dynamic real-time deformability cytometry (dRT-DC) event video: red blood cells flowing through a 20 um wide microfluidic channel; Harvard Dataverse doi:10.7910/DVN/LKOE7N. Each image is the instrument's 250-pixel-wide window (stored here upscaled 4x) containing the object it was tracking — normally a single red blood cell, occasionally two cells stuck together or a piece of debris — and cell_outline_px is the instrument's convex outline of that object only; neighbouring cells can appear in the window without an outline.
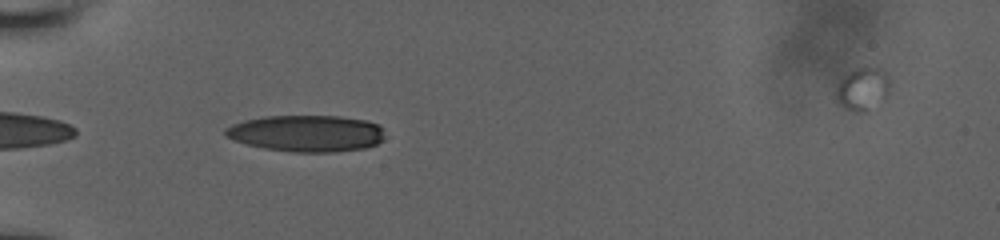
{"species": "human", "species_latin": "Homo sapiens", "temperature_condition": "room temperature", "stored_images_in_passage": 11, "camera_frame_rate_fps": 3000, "um_per_image_px": 0.085, "donor": {"sex": "male"}, "frame": {"image": 1, "passage_image": 2, "time_ms": 0.333, "image_size_px": [1000, 240], "cell_outline_px": [[384, 140], [376, 144], [364, 148], [336, 152], [292, 152], [264, 148], [232, 140], [224, 136], [224, 128], [232, 124], [244, 120], [264, 116], [340, 116], [368, 120], [380, 124], [384, 128]], "centroid_in_image_um": [26.08, 11.33], "position_along_channel_um": 58.9, "area_um2": 34.45}}
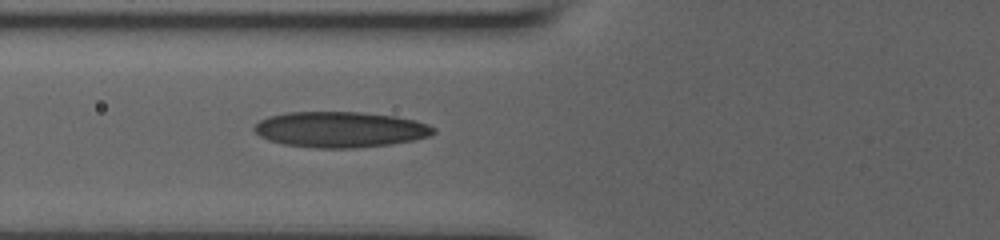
{"frame": {"image": 2, "passage_image": 6, "time_ms": 1.667, "image_size_px": [1000, 240], "cell_outline_px": [[436, 132], [432, 136], [416, 140], [388, 144], [356, 148], [316, 148], [284, 144], [268, 140], [260, 136], [252, 128], [260, 120], [268, 116], [288, 112], [364, 112], [396, 116], [416, 120], [428, 124], [436, 128]], "centroid_in_image_um": [28.96, 11.0], "position_along_channel_um": 96.8, "area_um2": 37.63}}
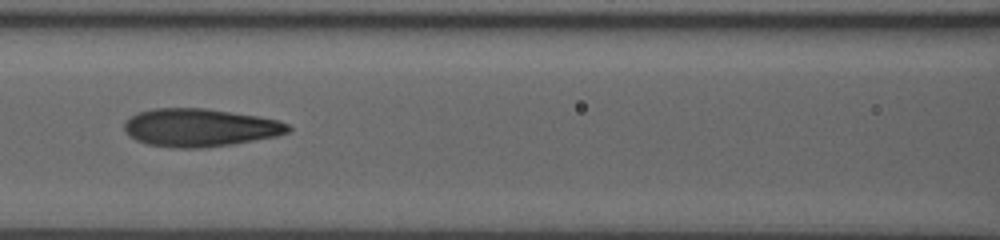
{"frame": {"image": 3, "passage_image": 9, "time_ms": 3.0, "image_size_px": [1000, 240], "cell_outline_px": [[292, 128], [288, 132], [276, 136], [232, 144], [204, 148], [176, 148], [148, 144], [136, 140], [128, 136], [124, 132], [124, 120], [136, 112], [152, 108], [208, 108], [256, 116], [276, 120], [288, 124]], "centroid_in_image_um": [16.92, 10.84], "position_along_channel_um": 149.7, "area_um2": 36.47}}